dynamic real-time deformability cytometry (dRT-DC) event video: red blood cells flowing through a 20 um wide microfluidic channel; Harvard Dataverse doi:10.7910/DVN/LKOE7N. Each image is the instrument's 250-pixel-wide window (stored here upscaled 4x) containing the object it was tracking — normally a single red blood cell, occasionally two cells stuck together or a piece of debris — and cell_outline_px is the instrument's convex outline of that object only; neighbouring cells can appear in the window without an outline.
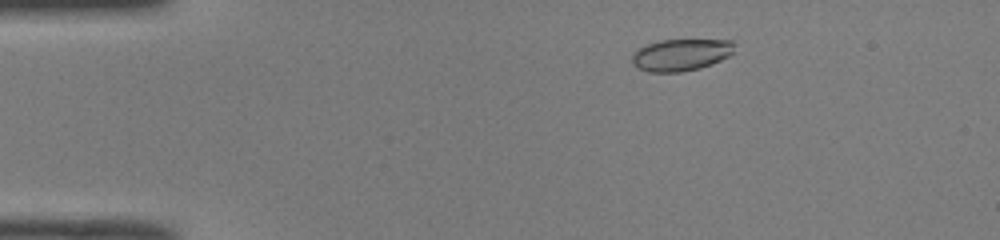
{"species": "common noctule bat (a hibernating species)", "species_latin": "Nyctalus noctula", "temperature_condition": "room temperature", "stored_images_in_passage": 49, "camera_frame_rate_fps": 3000, "um_per_image_px": 0.085, "animal": {"sex": "male", "body_mass_g": 19.0, "forearm_length_mm": 50.8}, "frame": {"image": 1, "passage_image": 7, "time_ms": 2.0, "image_size_px": [1000, 240], "cell_outline_px": [[736, 44], [732, 52], [728, 56], [712, 64], [700, 68], [680, 72], [648, 72], [636, 68], [632, 64], [632, 56], [636, 48], [660, 40], [732, 40]], "centroid_in_image_um": [57.85, 4.66], "position_along_channel_um": 27.2, "area_um2": 19.19}}
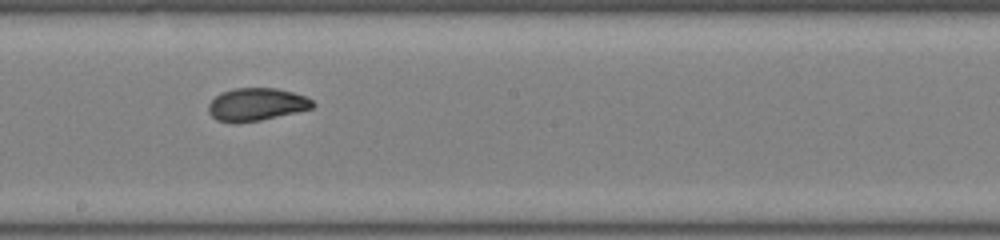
{"frame": {"image": 2, "passage_image": 27, "time_ms": 8.667, "image_size_px": [1000, 240], "cell_outline_px": [[316, 104], [312, 108], [296, 112], [260, 120], [236, 124], [216, 120], [208, 112], [208, 104], [216, 96], [232, 88], [276, 88], [292, 92], [304, 96], [312, 100]], "centroid_in_image_um": [21.78, 8.89], "position_along_channel_um": 226.4, "area_um2": 19.88}}
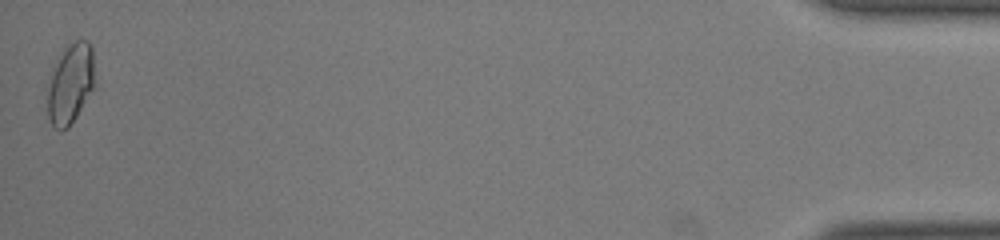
{"frame": {"image": 3, "passage_image": 49, "time_ms": 16.0, "image_size_px": [1000, 240], "cell_outline_px": [[96, 88], [68, 128], [60, 132], [52, 124], [48, 116], [48, 88], [52, 76], [64, 48], [68, 44], [76, 40], [88, 40], [92, 48], [96, 84]], "centroid_in_image_um": [6.06, 7.13], "position_along_channel_um": 429.1, "area_um2": 22.08}, "authors_computed_cell_mechanics": {"area_um2": 19.941, "velocity_mm_per_s": 4.0107, "shape_relaxation_time_tau1_ms": 6.8948, "shape_relaxation_time_tau2_ms": 1.1222, "deformation_change_tau1": 0.1852, "deformation_change_tau2": 0.0453}}